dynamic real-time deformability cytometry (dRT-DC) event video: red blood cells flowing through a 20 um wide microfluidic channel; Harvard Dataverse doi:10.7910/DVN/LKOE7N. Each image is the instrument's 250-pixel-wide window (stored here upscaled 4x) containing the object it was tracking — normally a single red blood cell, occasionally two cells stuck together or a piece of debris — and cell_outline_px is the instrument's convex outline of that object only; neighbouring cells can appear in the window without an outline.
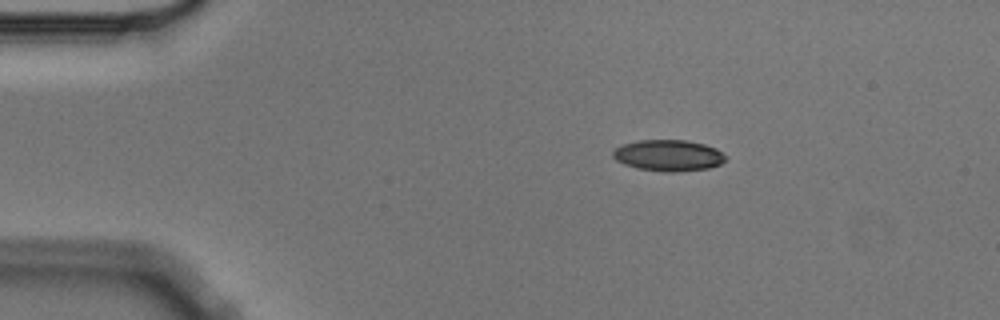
{"species": "Egyptian fruit bat (a non-hibernating species)", "species_latin": "Rousettus aegyptiacus", "temperature_condition": "cold", "stored_images_in_passage": 3, "camera_frame_rate_fps": 3000, "um_per_image_px": 0.085, "animal": {"sex": "male"}, "frame": {"image": 1, "passage_image": 1, "time_ms": 0.0, "image_size_px": [1000, 320], "cell_outline_px": [[728, 156], [720, 164], [708, 168], [676, 172], [664, 172], [636, 168], [624, 164], [616, 160], [612, 156], [612, 152], [616, 148], [624, 144], [640, 140], [684, 140], [704, 144], [716, 148]], "centroid_in_image_um": [56.82, 13.22], "position_along_channel_um": 28.2, "area_um2": 20.52}}
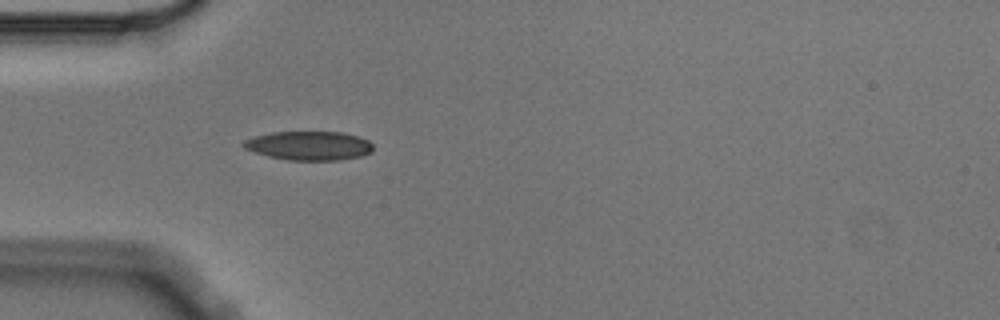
{"frame": {"image": 2, "passage_image": 3, "time_ms": 0.667, "image_size_px": [1000, 320], "cell_outline_px": [[372, 152], [360, 156], [340, 160], [288, 160], [268, 156], [244, 148], [240, 144], [244, 140], [256, 136], [272, 132], [344, 132], [368, 140], [372, 144]], "centroid_in_image_um": [26.26, 12.38], "position_along_channel_um": 58.7, "area_um2": 21.79}}